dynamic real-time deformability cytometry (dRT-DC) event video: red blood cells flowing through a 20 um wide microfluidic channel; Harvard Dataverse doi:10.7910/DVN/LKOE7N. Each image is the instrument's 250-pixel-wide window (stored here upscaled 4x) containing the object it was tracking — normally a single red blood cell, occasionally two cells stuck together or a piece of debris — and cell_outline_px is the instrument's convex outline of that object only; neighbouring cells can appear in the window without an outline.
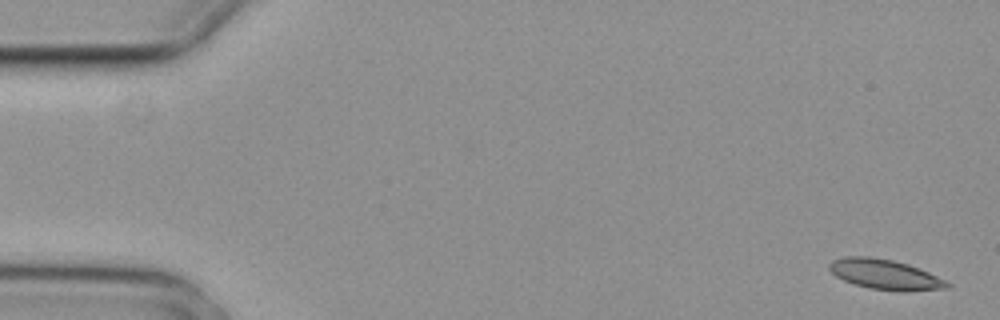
{"species": "common noctule bat (a hibernating species)", "species_latin": "Nyctalus noctula", "temperature_condition": "cold", "stored_images_in_passage": 4, "camera_frame_rate_fps": 3000, "um_per_image_px": 0.085, "animal": {"sex": "female", "body_mass_g": 29.2, "forearm_length_mm": 56.3}, "frame": {"image": 1, "passage_image": 1, "time_ms": 0.0, "image_size_px": [1000, 320], "cell_outline_px": [[952, 288], [904, 292], [900, 292], [868, 288], [844, 280], [836, 276], [828, 268], [828, 264], [832, 260], [844, 256], [872, 256], [892, 260], [908, 264], [920, 268], [952, 284]], "centroid_in_image_um": [75.25, 23.33], "position_along_channel_um": 9.8, "area_um2": 20.92}}
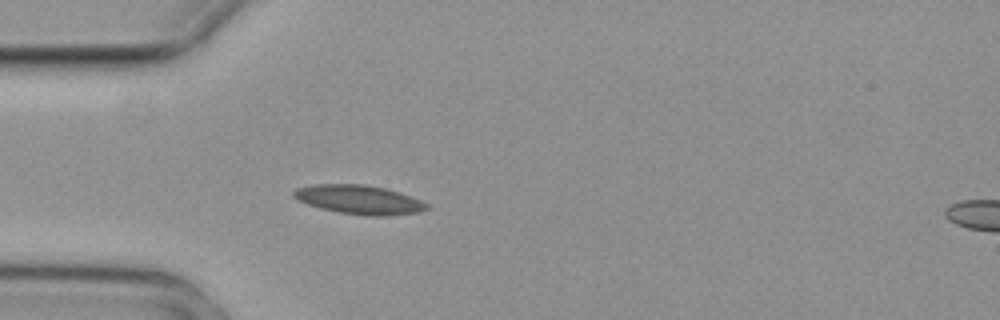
{"frame": {"image": 2, "passage_image": 4, "time_ms": 1.0, "image_size_px": [1000, 320], "cell_outline_px": [[432, 208], [420, 212], [388, 216], [368, 216], [340, 212], [320, 208], [308, 204], [292, 196], [292, 192], [296, 188], [316, 184], [364, 184], [388, 188], [400, 192], [420, 200], [428, 204]], "centroid_in_image_um": [30.58, 16.97], "position_along_channel_um": 54.4, "area_um2": 22.66}}